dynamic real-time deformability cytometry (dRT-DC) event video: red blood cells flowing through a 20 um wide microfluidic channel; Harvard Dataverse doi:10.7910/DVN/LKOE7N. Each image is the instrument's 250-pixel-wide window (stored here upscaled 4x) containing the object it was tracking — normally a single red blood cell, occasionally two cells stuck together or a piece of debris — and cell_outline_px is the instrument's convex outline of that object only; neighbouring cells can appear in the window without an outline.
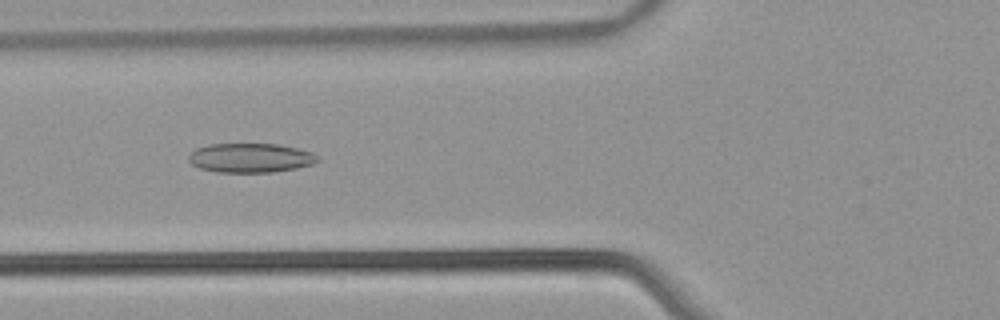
{"species": "common noctule bat (a hibernating species)", "species_latin": "Nyctalus noctula", "temperature_condition": "warm", "stored_images_in_passage": 53, "camera_frame_rate_fps": 3000, "um_per_image_px": 0.085, "animal": {"sex": "male", "body_mass_g": 21.5, "forearm_length_mm": 52.0}, "frame": {"image": 1, "passage_image": 21, "time_ms": 6.667, "image_size_px": [1000, 320], "cell_outline_px": [[320, 160], [312, 164], [296, 168], [272, 172], [216, 172], [200, 168], [192, 164], [188, 160], [188, 156], [196, 148], [208, 144], [280, 144], [312, 152], [320, 156]], "centroid_in_image_um": [21.3, 13.41], "position_along_channel_um": 104.5, "area_um2": 22.08}}
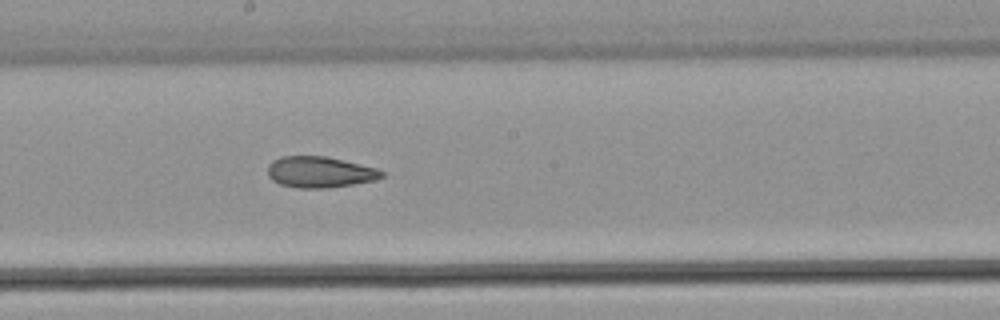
{"frame": {"image": 2, "passage_image": 30, "time_ms": 9.667, "image_size_px": [1000, 320], "cell_outline_px": [[384, 176], [376, 180], [328, 188], [296, 188], [280, 184], [272, 180], [268, 176], [268, 164], [272, 160], [280, 156], [324, 156], [344, 160], [376, 168], [384, 172]], "centroid_in_image_um": [27.16, 14.62], "position_along_channel_um": 221.0, "area_um2": 20.75}}
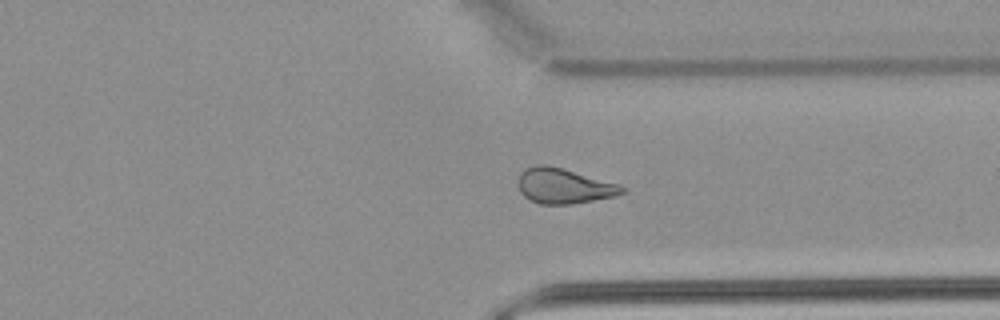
{"frame": {"image": 3, "passage_image": 41, "time_ms": 13.333, "image_size_px": [1000, 320], "cell_outline_px": [[628, 188], [624, 192], [616, 196], [572, 204], [540, 204], [528, 200], [520, 192], [520, 172], [524, 168], [536, 164], [548, 164], [620, 184]], "centroid_in_image_um": [47.95, 15.8], "position_along_channel_um": 363.5, "area_um2": 21.5}, "authors_computed_cell_mechanics": {"area_um2": 22.542, "velocity_mm_per_s": 3.8826, "shape_relaxation_time_tau1_ms": null, "shape_relaxation_time_tau2_ms": 4.0085, "deformation_change_tau1": null, "deformation_change_tau2": 0.1207}}